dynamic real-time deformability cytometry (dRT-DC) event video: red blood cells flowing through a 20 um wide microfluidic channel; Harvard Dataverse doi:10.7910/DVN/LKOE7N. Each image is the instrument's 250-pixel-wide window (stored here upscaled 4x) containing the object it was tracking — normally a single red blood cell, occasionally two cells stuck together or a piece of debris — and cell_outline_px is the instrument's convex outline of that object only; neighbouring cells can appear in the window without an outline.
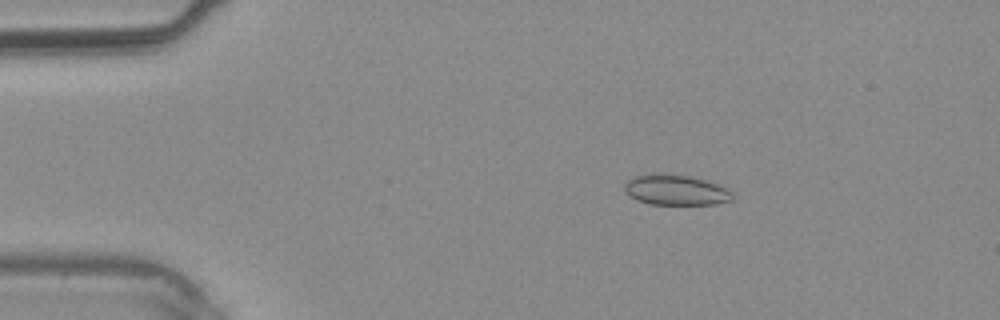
{"species": "common noctule bat (a hibernating species)", "species_latin": "Nyctalus noctula", "temperature_condition": "warm", "stored_images_in_passage": 40, "camera_frame_rate_fps": 3000, "um_per_image_px": 0.085, "animal": {"sex": "male", "body_mass_g": 20.4}, "frame": {"image": 1, "passage_image": 7, "time_ms": 2.0, "image_size_px": [1000, 320], "cell_outline_px": [[732, 200], [716, 204], [648, 204], [636, 200], [624, 192], [624, 184], [628, 180], [636, 176], [656, 172], [692, 176], [708, 180], [720, 184], [728, 188], [732, 192]], "centroid_in_image_um": [57.45, 16.13], "position_along_channel_um": 27.6, "area_um2": 19.54}}
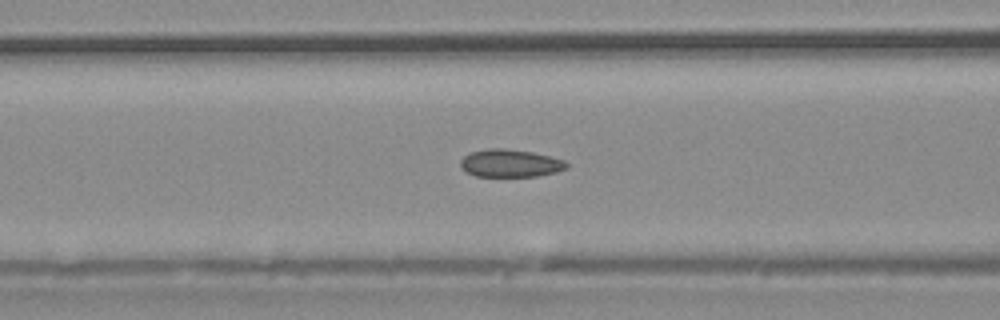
{"frame": {"image": 2, "passage_image": 16, "time_ms": 5.0, "image_size_px": [1000, 320], "cell_outline_px": [[568, 168], [556, 172], [536, 176], [476, 176], [464, 172], [460, 168], [460, 160], [468, 152], [488, 148], [504, 148], [532, 152], [564, 160], [568, 164]], "centroid_in_image_um": [43.32, 13.87], "position_along_channel_um": 123.3, "area_um2": 17.28}}
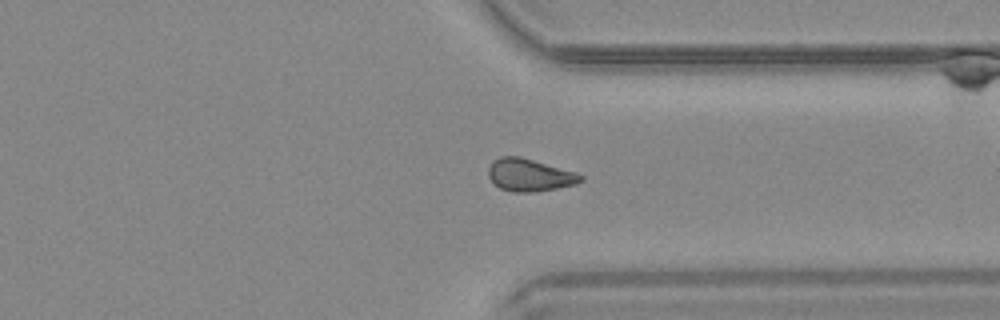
{"frame": {"image": 3, "passage_image": 30, "time_ms": 9.667, "image_size_px": [1000, 320], "cell_outline_px": [[584, 180], [576, 184], [556, 188], [532, 192], [512, 192], [500, 188], [488, 176], [488, 168], [492, 160], [500, 156], [520, 156], [576, 172], [584, 176]], "centroid_in_image_um": [45.01, 14.87], "position_along_channel_um": 366.4, "area_um2": 17.51}}